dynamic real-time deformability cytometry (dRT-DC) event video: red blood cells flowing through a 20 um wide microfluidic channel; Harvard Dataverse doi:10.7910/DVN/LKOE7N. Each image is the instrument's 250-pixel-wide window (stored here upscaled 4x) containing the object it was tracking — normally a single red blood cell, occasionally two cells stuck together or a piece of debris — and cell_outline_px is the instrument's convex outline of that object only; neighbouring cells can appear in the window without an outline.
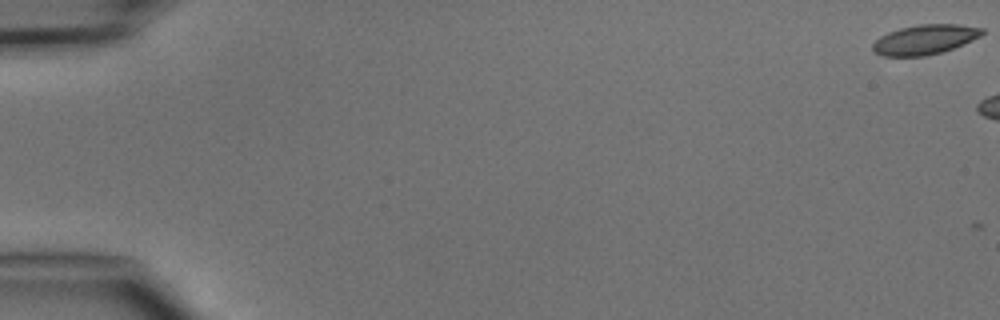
{"species": "common noctule bat (a hibernating species)", "species_latin": "Nyctalus noctula", "temperature_condition": "cold", "stored_images_in_passage": 3, "camera_frame_rate_fps": 3000, "um_per_image_px": 0.085, "animal": {"sex": "male", "body_mass_g": 15.6}, "frame": {"image": 1, "passage_image": 1, "time_ms": 0.0, "image_size_px": [1000, 320], "cell_outline_px": [[984, 32], [980, 36], [964, 44], [940, 52], [924, 56], [880, 56], [872, 48], [872, 44], [880, 36], [888, 32], [900, 28], [920, 24], [960, 24], [984, 28]], "centroid_in_image_um": [78.61, 3.35], "position_along_channel_um": 6.4, "area_um2": 18.9}}